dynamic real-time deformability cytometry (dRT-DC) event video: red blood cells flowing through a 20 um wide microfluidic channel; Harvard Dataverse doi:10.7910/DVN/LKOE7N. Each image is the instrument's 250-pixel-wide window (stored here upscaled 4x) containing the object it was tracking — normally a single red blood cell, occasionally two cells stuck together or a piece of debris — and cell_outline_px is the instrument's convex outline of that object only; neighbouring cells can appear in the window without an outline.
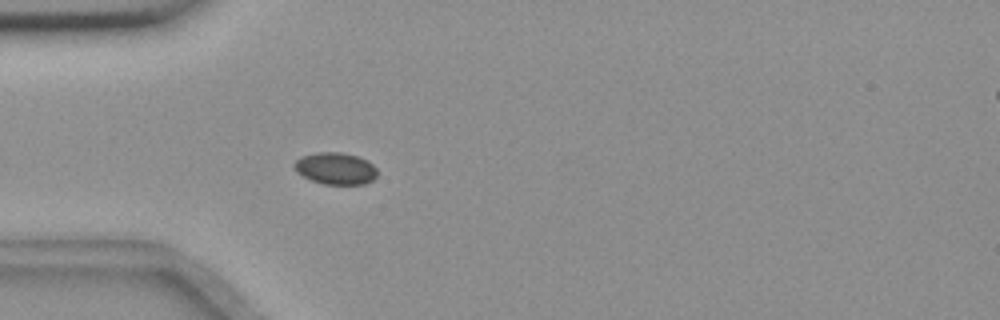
{"species": "common noctule bat (a hibernating species)", "species_latin": "Nyctalus noctula", "temperature_condition": "room temperature", "stored_images_in_passage": 57, "camera_frame_rate_fps": 3000, "um_per_image_px": 0.085, "animal": {"sex": "female", "body_mass_g": 18.4}, "frame": {"image": 1, "passage_image": 17, "time_ms": 5.333, "image_size_px": [1000, 320], "cell_outline_px": [[376, 176], [372, 180], [364, 184], [324, 184], [312, 180], [296, 172], [292, 164], [300, 156], [316, 152], [340, 152], [356, 156], [368, 160], [376, 168]], "centroid_in_image_um": [28.49, 14.31], "position_along_channel_um": 56.5, "area_um2": 15.43}}
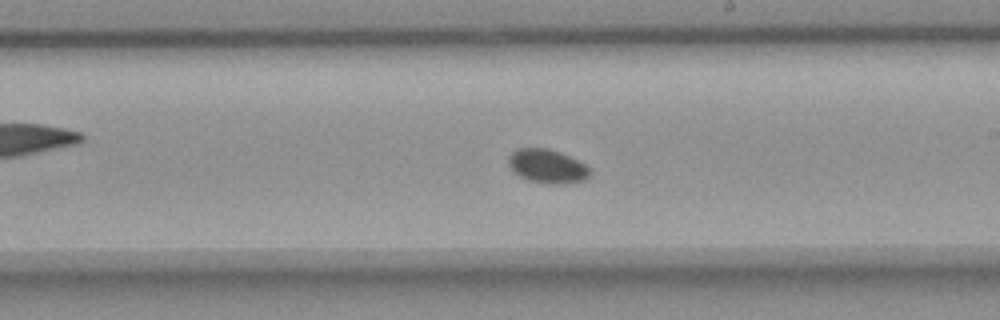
{"frame": {"image": 2, "passage_image": 33, "time_ms": 10.667, "image_size_px": [1000, 320], "cell_outline_px": [[592, 172], [584, 180], [560, 184], [544, 184], [528, 180], [520, 176], [508, 164], [508, 156], [516, 148], [548, 148], [560, 152], [592, 168]], "centroid_in_image_um": [46.52, 14.13], "position_along_channel_um": 242.5, "area_um2": 16.07}}
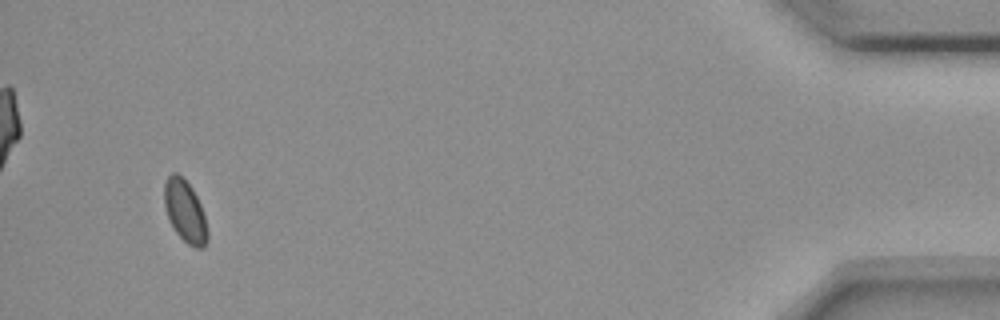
{"frame": {"image": 3, "passage_image": 54, "time_ms": 17.667, "image_size_px": [1000, 320], "cell_outline_px": [[208, 240], [200, 248], [196, 248], [188, 244], [176, 232], [168, 220], [164, 204], [164, 180], [172, 172], [176, 172], [192, 188], [200, 204], [204, 216], [208, 232]], "centroid_in_image_um": [15.7, 17.94], "position_along_channel_um": 419.5, "area_um2": 15.49}}